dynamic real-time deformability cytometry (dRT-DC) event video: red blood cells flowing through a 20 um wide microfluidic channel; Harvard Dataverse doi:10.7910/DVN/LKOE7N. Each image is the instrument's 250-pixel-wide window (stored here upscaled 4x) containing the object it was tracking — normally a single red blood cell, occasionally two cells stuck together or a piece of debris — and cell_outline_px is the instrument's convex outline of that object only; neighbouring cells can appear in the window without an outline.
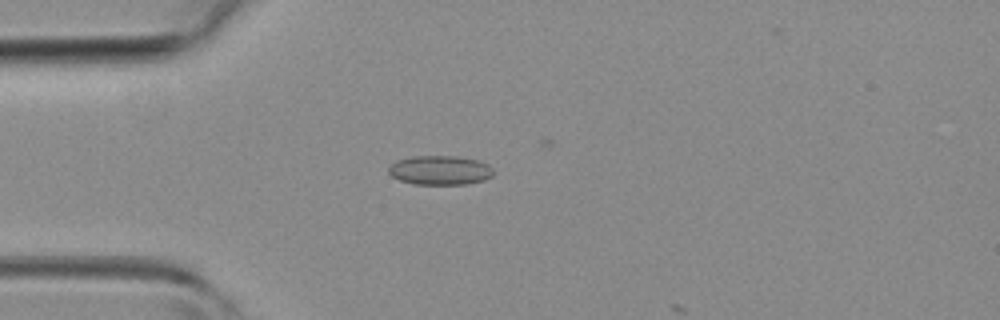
{"species": "common noctule bat (a hibernating species)", "species_latin": "Nyctalus noctula", "temperature_condition": "room temperature", "stored_images_in_passage": 5, "camera_frame_rate_fps": 3000, "um_per_image_px": 0.085, "animal": {"sex": "female", "body_mass_g": 19.3, "forearm_length_mm": 54.1}, "frame": {"image": 1, "passage_image": 4, "time_ms": 1.0, "image_size_px": [1000, 320], "cell_outline_px": [[492, 176], [484, 180], [464, 184], [412, 184], [400, 180], [392, 176], [388, 172], [388, 168], [396, 160], [412, 156], [456, 156], [476, 160], [488, 164], [492, 168]], "centroid_in_image_um": [37.38, 14.47], "position_along_channel_um": 47.6, "area_um2": 17.8}}